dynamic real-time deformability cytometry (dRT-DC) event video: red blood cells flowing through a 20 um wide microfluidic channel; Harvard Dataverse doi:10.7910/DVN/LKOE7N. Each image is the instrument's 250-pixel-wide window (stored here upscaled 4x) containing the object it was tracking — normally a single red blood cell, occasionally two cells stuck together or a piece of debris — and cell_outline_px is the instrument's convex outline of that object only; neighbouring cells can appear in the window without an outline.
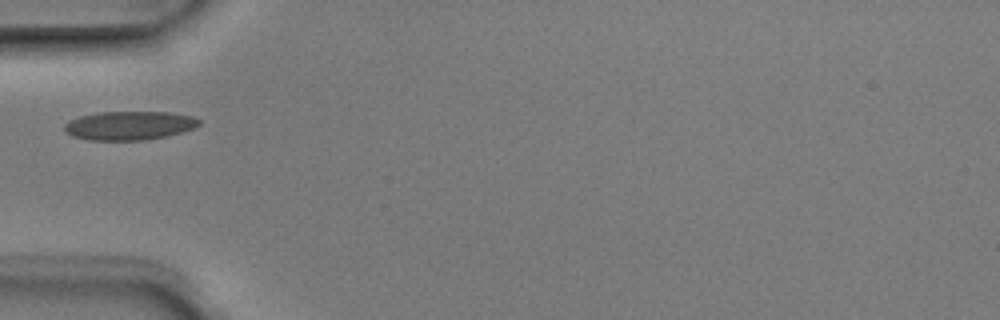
{"species": "Egyptian fruit bat (a non-hibernating species)", "species_latin": "Rousettus aegyptiacus", "temperature_condition": "room temperature", "stored_images_in_passage": 2, "camera_frame_rate_fps": 3000, "um_per_image_px": 0.085, "animal": {"sex": "male"}, "frame": {"image": 1, "passage_image": 1, "time_ms": 0.0, "image_size_px": [1000, 320], "cell_outline_px": [[200, 124], [192, 128], [168, 136], [144, 140], [88, 140], [72, 136], [64, 132], [64, 124], [80, 116], [100, 112], [168, 112], [192, 116], [200, 120]], "centroid_in_image_um": [10.97, 10.67], "position_along_channel_um": 74.0, "area_um2": 22.48}}
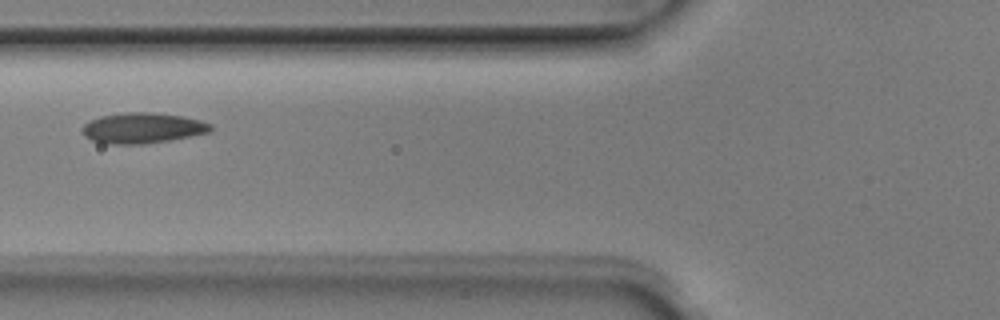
{"frame": {"image": 2, "passage_image": 2, "time_ms": 0.333, "image_size_px": [1000, 320], "cell_outline_px": [[212, 128], [208, 132], [168, 140], [144, 144], [108, 144], [92, 140], [84, 136], [80, 128], [84, 124], [100, 116], [128, 112], [152, 112], [184, 116], [200, 120], [212, 124]], "centroid_in_image_um": [12.08, 10.87], "position_along_channel_um": 113.7, "area_um2": 22.77}}